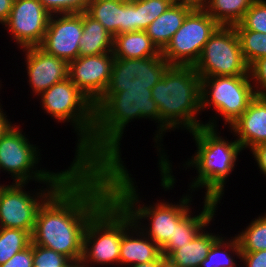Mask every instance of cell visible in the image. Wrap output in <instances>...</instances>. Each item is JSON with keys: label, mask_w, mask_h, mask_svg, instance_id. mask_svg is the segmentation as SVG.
<instances>
[{"label": "cell", "mask_w": 266, "mask_h": 267, "mask_svg": "<svg viewBox=\"0 0 266 267\" xmlns=\"http://www.w3.org/2000/svg\"><path fill=\"white\" fill-rule=\"evenodd\" d=\"M112 197L107 167H78L40 206L32 243L80 264L90 218Z\"/></svg>", "instance_id": "1"}, {"label": "cell", "mask_w": 266, "mask_h": 267, "mask_svg": "<svg viewBox=\"0 0 266 267\" xmlns=\"http://www.w3.org/2000/svg\"><path fill=\"white\" fill-rule=\"evenodd\" d=\"M152 118L160 122L161 118L151 89H127L115 94H103L95 104V122L90 142L76 155L74 161L79 167H107L122 165L120 158V140L130 120ZM158 139V140H157Z\"/></svg>", "instance_id": "2"}, {"label": "cell", "mask_w": 266, "mask_h": 267, "mask_svg": "<svg viewBox=\"0 0 266 267\" xmlns=\"http://www.w3.org/2000/svg\"><path fill=\"white\" fill-rule=\"evenodd\" d=\"M200 93L201 77L193 66L171 65L166 70L151 89L161 118L160 139L163 131L180 124L189 132L205 126L195 118V114L201 111Z\"/></svg>", "instance_id": "3"}, {"label": "cell", "mask_w": 266, "mask_h": 267, "mask_svg": "<svg viewBox=\"0 0 266 267\" xmlns=\"http://www.w3.org/2000/svg\"><path fill=\"white\" fill-rule=\"evenodd\" d=\"M215 128L216 124L209 121L205 126L190 132L196 141L197 153L187 165L195 166L199 174L191 188L206 187L205 198L219 201L224 191V182L233 170L242 148L236 140L230 143L218 136Z\"/></svg>", "instance_id": "4"}, {"label": "cell", "mask_w": 266, "mask_h": 267, "mask_svg": "<svg viewBox=\"0 0 266 267\" xmlns=\"http://www.w3.org/2000/svg\"><path fill=\"white\" fill-rule=\"evenodd\" d=\"M108 178L112 189V196L131 215L134 223H138L142 218H151V227L145 232V236L150 237L160 248H162L173 236L176 224L190 211L189 201L186 196L181 199V203H157L154 207H137L138 195L133 185L132 178L122 165L108 166ZM139 219V221H138Z\"/></svg>", "instance_id": "5"}, {"label": "cell", "mask_w": 266, "mask_h": 267, "mask_svg": "<svg viewBox=\"0 0 266 267\" xmlns=\"http://www.w3.org/2000/svg\"><path fill=\"white\" fill-rule=\"evenodd\" d=\"M129 227L133 232L143 229L112 196L87 223L80 264L85 267L90 261L103 265L119 263L122 235Z\"/></svg>", "instance_id": "6"}, {"label": "cell", "mask_w": 266, "mask_h": 267, "mask_svg": "<svg viewBox=\"0 0 266 267\" xmlns=\"http://www.w3.org/2000/svg\"><path fill=\"white\" fill-rule=\"evenodd\" d=\"M40 96L43 110L60 122L71 119L75 124V130H78L80 137L76 150L78 154L91 140L95 122V104L78 89L69 77L55 83Z\"/></svg>", "instance_id": "7"}, {"label": "cell", "mask_w": 266, "mask_h": 267, "mask_svg": "<svg viewBox=\"0 0 266 267\" xmlns=\"http://www.w3.org/2000/svg\"><path fill=\"white\" fill-rule=\"evenodd\" d=\"M13 126L10 125L0 137V169L11 173L15 183L26 184L28 179L34 178L48 185H61L79 167L73 161L71 168L59 173L44 170L33 172L34 165L38 163L36 147L28 143L19 128Z\"/></svg>", "instance_id": "8"}, {"label": "cell", "mask_w": 266, "mask_h": 267, "mask_svg": "<svg viewBox=\"0 0 266 267\" xmlns=\"http://www.w3.org/2000/svg\"><path fill=\"white\" fill-rule=\"evenodd\" d=\"M201 77L249 75L234 26H219L204 45L193 65Z\"/></svg>", "instance_id": "9"}, {"label": "cell", "mask_w": 266, "mask_h": 267, "mask_svg": "<svg viewBox=\"0 0 266 267\" xmlns=\"http://www.w3.org/2000/svg\"><path fill=\"white\" fill-rule=\"evenodd\" d=\"M249 78L250 75L201 78V109L212 104L231 126L257 96Z\"/></svg>", "instance_id": "10"}, {"label": "cell", "mask_w": 266, "mask_h": 267, "mask_svg": "<svg viewBox=\"0 0 266 267\" xmlns=\"http://www.w3.org/2000/svg\"><path fill=\"white\" fill-rule=\"evenodd\" d=\"M220 25L204 10L193 8L161 52L170 65L193 66Z\"/></svg>", "instance_id": "11"}, {"label": "cell", "mask_w": 266, "mask_h": 267, "mask_svg": "<svg viewBox=\"0 0 266 267\" xmlns=\"http://www.w3.org/2000/svg\"><path fill=\"white\" fill-rule=\"evenodd\" d=\"M60 185H49L45 192L38 193L37 199L23 191L24 183L0 187V227L15 228L33 233L36 215L43 202ZM39 197V198H38ZM42 197V198H41ZM39 199H42L39 201Z\"/></svg>", "instance_id": "12"}, {"label": "cell", "mask_w": 266, "mask_h": 267, "mask_svg": "<svg viewBox=\"0 0 266 267\" xmlns=\"http://www.w3.org/2000/svg\"><path fill=\"white\" fill-rule=\"evenodd\" d=\"M171 65L162 55L134 58H115L110 83L104 94H115L127 89H152Z\"/></svg>", "instance_id": "13"}, {"label": "cell", "mask_w": 266, "mask_h": 267, "mask_svg": "<svg viewBox=\"0 0 266 267\" xmlns=\"http://www.w3.org/2000/svg\"><path fill=\"white\" fill-rule=\"evenodd\" d=\"M51 14L39 0H14L11 13L3 23L21 47L42 44Z\"/></svg>", "instance_id": "14"}, {"label": "cell", "mask_w": 266, "mask_h": 267, "mask_svg": "<svg viewBox=\"0 0 266 267\" xmlns=\"http://www.w3.org/2000/svg\"><path fill=\"white\" fill-rule=\"evenodd\" d=\"M114 60L112 52L78 57L69 63V78L96 104L108 88Z\"/></svg>", "instance_id": "15"}, {"label": "cell", "mask_w": 266, "mask_h": 267, "mask_svg": "<svg viewBox=\"0 0 266 267\" xmlns=\"http://www.w3.org/2000/svg\"><path fill=\"white\" fill-rule=\"evenodd\" d=\"M57 15H51L44 40L39 47L47 54L70 63L79 57V41L83 34V12ZM53 16L58 18L54 19Z\"/></svg>", "instance_id": "16"}, {"label": "cell", "mask_w": 266, "mask_h": 267, "mask_svg": "<svg viewBox=\"0 0 266 267\" xmlns=\"http://www.w3.org/2000/svg\"><path fill=\"white\" fill-rule=\"evenodd\" d=\"M23 49L27 51V75L35 94L40 95L69 77V63L66 60L47 54L39 46Z\"/></svg>", "instance_id": "17"}, {"label": "cell", "mask_w": 266, "mask_h": 267, "mask_svg": "<svg viewBox=\"0 0 266 267\" xmlns=\"http://www.w3.org/2000/svg\"><path fill=\"white\" fill-rule=\"evenodd\" d=\"M242 150L266 143V97L257 95L245 112L230 126Z\"/></svg>", "instance_id": "18"}, {"label": "cell", "mask_w": 266, "mask_h": 267, "mask_svg": "<svg viewBox=\"0 0 266 267\" xmlns=\"http://www.w3.org/2000/svg\"><path fill=\"white\" fill-rule=\"evenodd\" d=\"M218 200L205 198L203 211L194 217L188 212L177 224L173 232V236L161 248L162 256L168 257L174 250L180 249L187 243H190L193 238L203 231L205 226L213 219Z\"/></svg>", "instance_id": "19"}, {"label": "cell", "mask_w": 266, "mask_h": 267, "mask_svg": "<svg viewBox=\"0 0 266 267\" xmlns=\"http://www.w3.org/2000/svg\"><path fill=\"white\" fill-rule=\"evenodd\" d=\"M192 9L186 2L176 0L144 30L161 52L169 44Z\"/></svg>", "instance_id": "20"}, {"label": "cell", "mask_w": 266, "mask_h": 267, "mask_svg": "<svg viewBox=\"0 0 266 267\" xmlns=\"http://www.w3.org/2000/svg\"><path fill=\"white\" fill-rule=\"evenodd\" d=\"M127 231L128 230L123 233L122 241L120 243L119 263L121 265H136L159 261L162 257L161 248L151 238H146L144 236V231H138L139 233L137 234H140L138 235L139 238L138 236L136 238L131 236L129 231Z\"/></svg>", "instance_id": "21"}, {"label": "cell", "mask_w": 266, "mask_h": 267, "mask_svg": "<svg viewBox=\"0 0 266 267\" xmlns=\"http://www.w3.org/2000/svg\"><path fill=\"white\" fill-rule=\"evenodd\" d=\"M114 58L134 59L162 55L145 31L126 32L114 36Z\"/></svg>", "instance_id": "22"}, {"label": "cell", "mask_w": 266, "mask_h": 267, "mask_svg": "<svg viewBox=\"0 0 266 267\" xmlns=\"http://www.w3.org/2000/svg\"><path fill=\"white\" fill-rule=\"evenodd\" d=\"M114 37L103 25L83 12V34L79 41V57L111 53Z\"/></svg>", "instance_id": "23"}, {"label": "cell", "mask_w": 266, "mask_h": 267, "mask_svg": "<svg viewBox=\"0 0 266 267\" xmlns=\"http://www.w3.org/2000/svg\"><path fill=\"white\" fill-rule=\"evenodd\" d=\"M219 237L212 233H198L190 243L174 250L168 258L177 267H200L202 261L207 257L212 244Z\"/></svg>", "instance_id": "24"}, {"label": "cell", "mask_w": 266, "mask_h": 267, "mask_svg": "<svg viewBox=\"0 0 266 267\" xmlns=\"http://www.w3.org/2000/svg\"><path fill=\"white\" fill-rule=\"evenodd\" d=\"M94 20L112 34H121L123 24V1L121 0H94L88 3L85 11Z\"/></svg>", "instance_id": "25"}, {"label": "cell", "mask_w": 266, "mask_h": 267, "mask_svg": "<svg viewBox=\"0 0 266 267\" xmlns=\"http://www.w3.org/2000/svg\"><path fill=\"white\" fill-rule=\"evenodd\" d=\"M255 0H211L204 10L221 26H234Z\"/></svg>", "instance_id": "26"}, {"label": "cell", "mask_w": 266, "mask_h": 267, "mask_svg": "<svg viewBox=\"0 0 266 267\" xmlns=\"http://www.w3.org/2000/svg\"><path fill=\"white\" fill-rule=\"evenodd\" d=\"M31 242L32 237L28 231L0 227V265L27 248Z\"/></svg>", "instance_id": "27"}, {"label": "cell", "mask_w": 266, "mask_h": 267, "mask_svg": "<svg viewBox=\"0 0 266 267\" xmlns=\"http://www.w3.org/2000/svg\"><path fill=\"white\" fill-rule=\"evenodd\" d=\"M225 242V243H224ZM222 247L232 249L237 256H241V248L237 237L231 241H223V237L219 238L212 244L207 257L202 261L200 267H237L235 261L232 259V255L222 251ZM230 247V248H229Z\"/></svg>", "instance_id": "28"}, {"label": "cell", "mask_w": 266, "mask_h": 267, "mask_svg": "<svg viewBox=\"0 0 266 267\" xmlns=\"http://www.w3.org/2000/svg\"><path fill=\"white\" fill-rule=\"evenodd\" d=\"M237 239L241 252L266 250V214L255 219Z\"/></svg>", "instance_id": "29"}, {"label": "cell", "mask_w": 266, "mask_h": 267, "mask_svg": "<svg viewBox=\"0 0 266 267\" xmlns=\"http://www.w3.org/2000/svg\"><path fill=\"white\" fill-rule=\"evenodd\" d=\"M243 56L250 66L259 58L266 57V34L253 30H236Z\"/></svg>", "instance_id": "30"}, {"label": "cell", "mask_w": 266, "mask_h": 267, "mask_svg": "<svg viewBox=\"0 0 266 267\" xmlns=\"http://www.w3.org/2000/svg\"><path fill=\"white\" fill-rule=\"evenodd\" d=\"M176 0H137L138 31H144Z\"/></svg>", "instance_id": "31"}, {"label": "cell", "mask_w": 266, "mask_h": 267, "mask_svg": "<svg viewBox=\"0 0 266 267\" xmlns=\"http://www.w3.org/2000/svg\"><path fill=\"white\" fill-rule=\"evenodd\" d=\"M235 30H253L266 34V1L255 0L242 20L234 25Z\"/></svg>", "instance_id": "32"}, {"label": "cell", "mask_w": 266, "mask_h": 267, "mask_svg": "<svg viewBox=\"0 0 266 267\" xmlns=\"http://www.w3.org/2000/svg\"><path fill=\"white\" fill-rule=\"evenodd\" d=\"M77 262L50 248L33 244V267H76Z\"/></svg>", "instance_id": "33"}, {"label": "cell", "mask_w": 266, "mask_h": 267, "mask_svg": "<svg viewBox=\"0 0 266 267\" xmlns=\"http://www.w3.org/2000/svg\"><path fill=\"white\" fill-rule=\"evenodd\" d=\"M52 15L85 12L88 6L86 0H39Z\"/></svg>", "instance_id": "34"}, {"label": "cell", "mask_w": 266, "mask_h": 267, "mask_svg": "<svg viewBox=\"0 0 266 267\" xmlns=\"http://www.w3.org/2000/svg\"><path fill=\"white\" fill-rule=\"evenodd\" d=\"M249 75L260 86L257 85L256 94L266 95V57L259 58L249 66Z\"/></svg>", "instance_id": "35"}, {"label": "cell", "mask_w": 266, "mask_h": 267, "mask_svg": "<svg viewBox=\"0 0 266 267\" xmlns=\"http://www.w3.org/2000/svg\"><path fill=\"white\" fill-rule=\"evenodd\" d=\"M135 31H138L137 0L123 1V24H121V33Z\"/></svg>", "instance_id": "36"}, {"label": "cell", "mask_w": 266, "mask_h": 267, "mask_svg": "<svg viewBox=\"0 0 266 267\" xmlns=\"http://www.w3.org/2000/svg\"><path fill=\"white\" fill-rule=\"evenodd\" d=\"M0 267H33V243L16 253Z\"/></svg>", "instance_id": "37"}, {"label": "cell", "mask_w": 266, "mask_h": 267, "mask_svg": "<svg viewBox=\"0 0 266 267\" xmlns=\"http://www.w3.org/2000/svg\"><path fill=\"white\" fill-rule=\"evenodd\" d=\"M241 260L246 267H266V250L257 252H241Z\"/></svg>", "instance_id": "38"}, {"label": "cell", "mask_w": 266, "mask_h": 267, "mask_svg": "<svg viewBox=\"0 0 266 267\" xmlns=\"http://www.w3.org/2000/svg\"><path fill=\"white\" fill-rule=\"evenodd\" d=\"M262 173L266 176V143L256 145L251 149Z\"/></svg>", "instance_id": "39"}, {"label": "cell", "mask_w": 266, "mask_h": 267, "mask_svg": "<svg viewBox=\"0 0 266 267\" xmlns=\"http://www.w3.org/2000/svg\"><path fill=\"white\" fill-rule=\"evenodd\" d=\"M14 0H0V23H4L11 13Z\"/></svg>", "instance_id": "40"}, {"label": "cell", "mask_w": 266, "mask_h": 267, "mask_svg": "<svg viewBox=\"0 0 266 267\" xmlns=\"http://www.w3.org/2000/svg\"><path fill=\"white\" fill-rule=\"evenodd\" d=\"M192 8L204 9L211 0H182Z\"/></svg>", "instance_id": "41"}, {"label": "cell", "mask_w": 266, "mask_h": 267, "mask_svg": "<svg viewBox=\"0 0 266 267\" xmlns=\"http://www.w3.org/2000/svg\"><path fill=\"white\" fill-rule=\"evenodd\" d=\"M6 117L7 116H5L4 112H2V109L0 108V137L11 125Z\"/></svg>", "instance_id": "42"}, {"label": "cell", "mask_w": 266, "mask_h": 267, "mask_svg": "<svg viewBox=\"0 0 266 267\" xmlns=\"http://www.w3.org/2000/svg\"><path fill=\"white\" fill-rule=\"evenodd\" d=\"M158 267H177L168 257H161L158 261Z\"/></svg>", "instance_id": "43"}, {"label": "cell", "mask_w": 266, "mask_h": 267, "mask_svg": "<svg viewBox=\"0 0 266 267\" xmlns=\"http://www.w3.org/2000/svg\"><path fill=\"white\" fill-rule=\"evenodd\" d=\"M129 267H158V261L140 263V264H136V265H131Z\"/></svg>", "instance_id": "44"}, {"label": "cell", "mask_w": 266, "mask_h": 267, "mask_svg": "<svg viewBox=\"0 0 266 267\" xmlns=\"http://www.w3.org/2000/svg\"><path fill=\"white\" fill-rule=\"evenodd\" d=\"M121 1H124V2H129V1H133V0H121Z\"/></svg>", "instance_id": "45"}, {"label": "cell", "mask_w": 266, "mask_h": 267, "mask_svg": "<svg viewBox=\"0 0 266 267\" xmlns=\"http://www.w3.org/2000/svg\"><path fill=\"white\" fill-rule=\"evenodd\" d=\"M76 267H84V266H82L81 264H78ZM87 267V266H86Z\"/></svg>", "instance_id": "46"}, {"label": "cell", "mask_w": 266, "mask_h": 267, "mask_svg": "<svg viewBox=\"0 0 266 267\" xmlns=\"http://www.w3.org/2000/svg\"><path fill=\"white\" fill-rule=\"evenodd\" d=\"M92 1H94V0H86L87 3L92 2Z\"/></svg>", "instance_id": "47"}]
</instances>
